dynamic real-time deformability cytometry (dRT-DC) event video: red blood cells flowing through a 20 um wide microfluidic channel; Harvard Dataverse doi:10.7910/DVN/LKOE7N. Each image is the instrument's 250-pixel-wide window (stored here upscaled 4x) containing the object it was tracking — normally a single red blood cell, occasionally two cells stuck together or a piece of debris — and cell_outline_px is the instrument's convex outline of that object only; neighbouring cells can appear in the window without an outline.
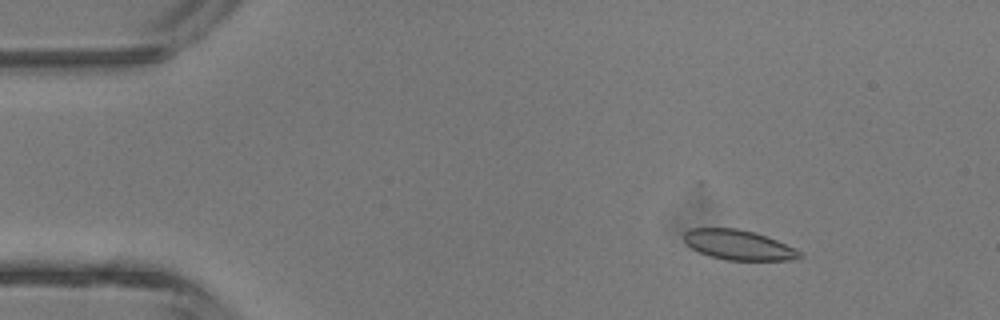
{"species": "common noctule bat (a hibernating species)", "species_latin": "Nyctalus noctula", "temperature_condition": "room temperature", "stored_images_in_passage": 4, "camera_frame_rate_fps": 3000, "um_per_image_px": 0.085, "animal": {"sex": "male", "body_mass_g": 13.3}, "frame": {"image": 1, "passage_image": 2, "time_ms": 1.0, "image_size_px": [1000, 320], "cell_outline_px": [[804, 256], [792, 260], [724, 260], [708, 256], [692, 248], [684, 240], [684, 232], [692, 228], [736, 228], [752, 232], [776, 240], [796, 248]], "centroid_in_image_um": [62.77, 20.83], "position_along_channel_um": 22.2, "area_um2": 20.06}}
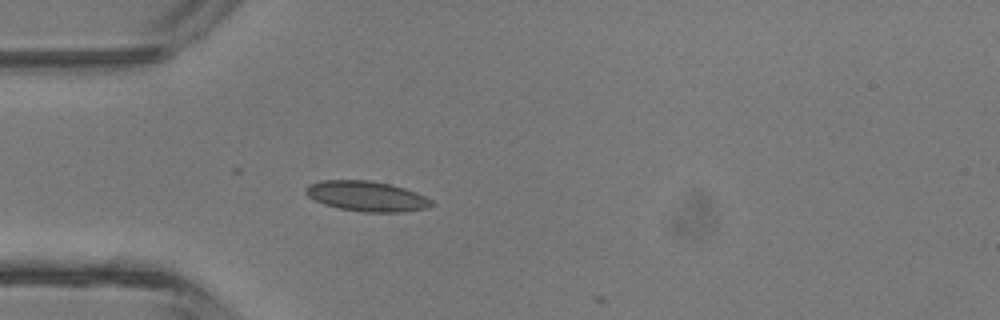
{"frame": {"image": 2, "passage_image": 4, "time_ms": 3.333, "image_size_px": [1000, 320], "cell_outline_px": [[436, 204], [424, 208], [404, 212], [360, 212], [340, 208], [324, 204], [308, 196], [304, 192], [304, 188], [308, 184], [320, 180], [368, 180], [388, 184], [404, 188], [416, 192], [432, 200]], "centroid_in_image_um": [31.14, 16.67], "position_along_channel_um": 53.9, "area_um2": 22.14}}